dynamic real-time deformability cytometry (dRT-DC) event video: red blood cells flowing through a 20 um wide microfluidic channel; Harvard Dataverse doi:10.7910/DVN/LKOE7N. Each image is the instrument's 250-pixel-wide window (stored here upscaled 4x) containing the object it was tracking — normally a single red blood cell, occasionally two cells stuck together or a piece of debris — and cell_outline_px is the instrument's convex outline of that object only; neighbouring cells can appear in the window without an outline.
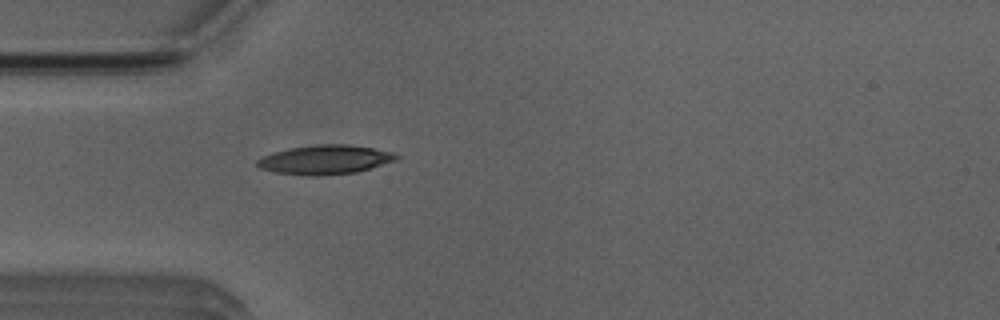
{"species": "Egyptian fruit bat (a non-hibernating species)", "species_latin": "Rousettus aegyptiacus", "temperature_condition": "room temperature", "stored_images_in_passage": 3, "camera_frame_rate_fps": 3000, "um_per_image_px": 0.085, "animal": {"sex": "male"}, "frame": {"image": 1, "passage_image": 3, "time_ms": 2.333, "image_size_px": [1000, 320], "cell_outline_px": [[400, 156], [396, 160], [356, 172], [316, 176], [312, 176], [276, 172], [260, 168], [256, 164], [256, 160], [272, 152], [288, 148], [316, 144], [348, 144], [396, 152]], "centroid_in_image_um": [27.64, 13.56], "position_along_channel_um": 57.4, "area_um2": 23.64}}